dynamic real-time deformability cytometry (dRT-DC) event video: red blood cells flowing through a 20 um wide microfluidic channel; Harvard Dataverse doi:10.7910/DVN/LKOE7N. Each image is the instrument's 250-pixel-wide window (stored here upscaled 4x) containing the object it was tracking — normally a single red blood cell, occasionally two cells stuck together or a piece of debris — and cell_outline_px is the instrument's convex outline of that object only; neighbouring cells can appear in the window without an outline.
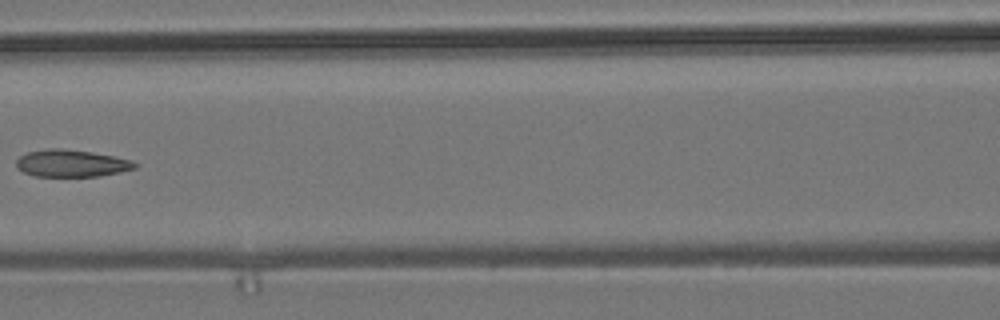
{"species": "common noctule bat (a hibernating species)", "species_latin": "Nyctalus noctula", "temperature_condition": "room temperature", "stored_images_in_passage": 8, "segment_of_instrument_passage": [1, 2], "camera_frame_rate_fps": 3000, "um_per_image_px": 0.085, "animal": {"sex": "male", "body_mass_g": 19.2, "forearm_length_mm": 51.8}, "frame": {"image": 1, "passage_image": 7, "time_ms": 7.0, "image_size_px": [1000, 320], "cell_outline_px": [[136, 168], [120, 172], [100, 176], [36, 176], [24, 172], [16, 168], [16, 160], [20, 156], [28, 152], [48, 148], [60, 148], [92, 152], [132, 160], [136, 164]], "centroid_in_image_um": [6.05, 13.88], "position_along_channel_um": 160.5, "area_um2": 18.67}}